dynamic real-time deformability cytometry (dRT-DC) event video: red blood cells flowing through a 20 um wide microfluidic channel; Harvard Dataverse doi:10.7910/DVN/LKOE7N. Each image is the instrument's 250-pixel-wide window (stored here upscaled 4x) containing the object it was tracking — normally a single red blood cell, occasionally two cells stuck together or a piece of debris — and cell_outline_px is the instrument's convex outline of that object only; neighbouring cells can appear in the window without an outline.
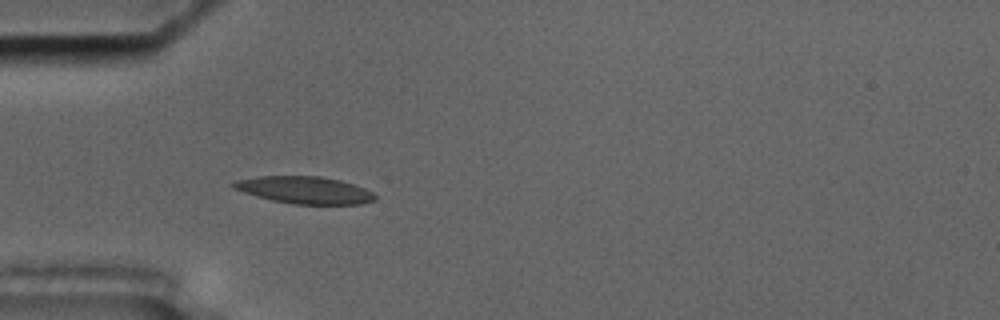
{"species": "common noctule bat (a hibernating species)", "species_latin": "Nyctalus noctula", "temperature_condition": "cold", "stored_images_in_passage": 54, "camera_frame_rate_fps": 3000, "um_per_image_px": 0.085, "animal": {"sex": "male", "body_mass_g": 17.5, "forearm_length_mm": 52.3}, "frame": {"image": 1, "passage_image": 15, "time_ms": 4.667, "image_size_px": [1000, 320], "cell_outline_px": [[376, 200], [360, 204], [292, 204], [272, 200], [256, 196], [232, 188], [228, 184], [236, 180], [256, 176], [320, 176], [340, 180], [364, 188], [372, 192], [376, 196]], "centroid_in_image_um": [25.85, 16.15], "position_along_channel_um": 59.1, "area_um2": 22.48}}
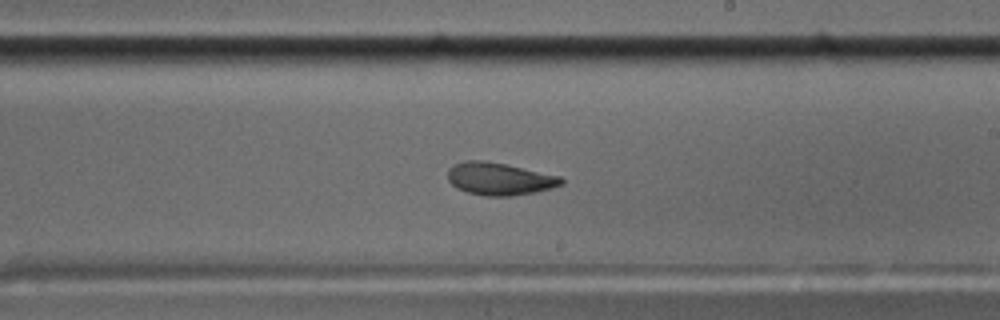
{"frame": {"image": 2, "passage_image": 31, "time_ms": 10.0, "image_size_px": [1000, 320], "cell_outline_px": [[564, 184], [552, 188], [536, 192], [512, 196], [484, 196], [468, 192], [456, 188], [448, 180], [448, 168], [464, 160], [484, 160], [504, 164], [560, 176], [564, 180]], "centroid_in_image_um": [42.45, 15.21], "position_along_channel_um": 246.5, "area_um2": 21.5}}
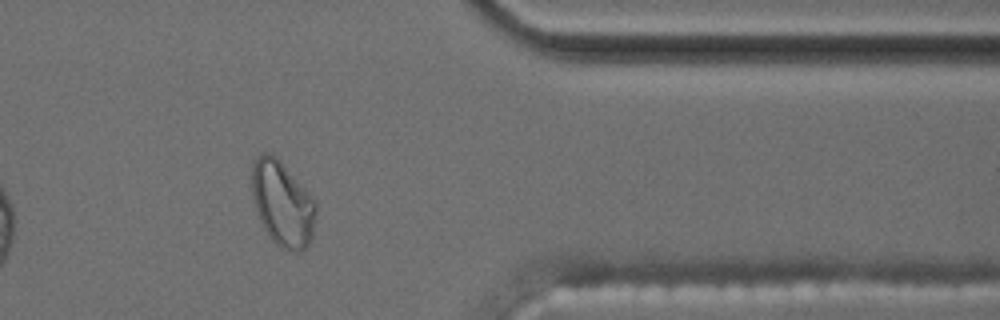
{"frame": {"image": 3, "passage_image": 44, "time_ms": 14.333, "image_size_px": [1000, 320], "cell_outline_px": [[316, 216], [312, 236], [308, 244], [300, 252], [296, 252], [280, 248], [272, 240], [264, 228], [260, 220], [252, 196], [252, 160], [260, 152], [268, 152], [276, 156], [280, 160], [316, 200]], "centroid_in_image_um": [24.01, 17.28], "position_along_channel_um": 387.4, "area_um2": 32.02}, "authors_computed_cell_mechanics": {"area_um2": 21.5883, "velocity_mm_per_s": 3.6051, "shape_relaxation_time_tau1_ms": null, "shape_relaxation_time_tau2_ms": 2.5284, "deformation_change_tau1": null, "deformation_change_tau2": 0.0789}}